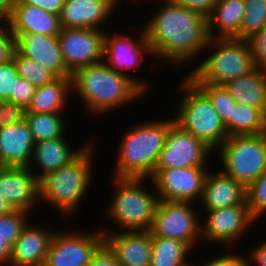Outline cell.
I'll use <instances>...</instances> for the list:
<instances>
[{
    "mask_svg": "<svg viewBox=\"0 0 266 266\" xmlns=\"http://www.w3.org/2000/svg\"><path fill=\"white\" fill-rule=\"evenodd\" d=\"M14 36L16 50L21 55L42 64L57 78L72 77L64 62L57 36L35 33Z\"/></svg>",
    "mask_w": 266,
    "mask_h": 266,
    "instance_id": "ac0fdd59",
    "label": "cell"
},
{
    "mask_svg": "<svg viewBox=\"0 0 266 266\" xmlns=\"http://www.w3.org/2000/svg\"><path fill=\"white\" fill-rule=\"evenodd\" d=\"M138 40L125 36L119 32L110 35L105 31L103 62L115 72L129 75L126 71L136 70L144 61L145 54L154 57V53L147 41L144 27ZM120 35V36H119ZM106 61V62H105Z\"/></svg>",
    "mask_w": 266,
    "mask_h": 266,
    "instance_id": "9a60e30c",
    "label": "cell"
},
{
    "mask_svg": "<svg viewBox=\"0 0 266 266\" xmlns=\"http://www.w3.org/2000/svg\"><path fill=\"white\" fill-rule=\"evenodd\" d=\"M36 226V227H35ZM26 224L11 248L10 266H37L45 264L56 230L38 224Z\"/></svg>",
    "mask_w": 266,
    "mask_h": 266,
    "instance_id": "ffe728a7",
    "label": "cell"
},
{
    "mask_svg": "<svg viewBox=\"0 0 266 266\" xmlns=\"http://www.w3.org/2000/svg\"><path fill=\"white\" fill-rule=\"evenodd\" d=\"M100 230L104 233V244L114 254L120 266H150L152 241L149 231L119 230L120 233H114L110 228Z\"/></svg>",
    "mask_w": 266,
    "mask_h": 266,
    "instance_id": "e0dca14e",
    "label": "cell"
},
{
    "mask_svg": "<svg viewBox=\"0 0 266 266\" xmlns=\"http://www.w3.org/2000/svg\"><path fill=\"white\" fill-rule=\"evenodd\" d=\"M104 244V233L56 231L45 264L47 266H88L93 255Z\"/></svg>",
    "mask_w": 266,
    "mask_h": 266,
    "instance_id": "8fae6325",
    "label": "cell"
},
{
    "mask_svg": "<svg viewBox=\"0 0 266 266\" xmlns=\"http://www.w3.org/2000/svg\"><path fill=\"white\" fill-rule=\"evenodd\" d=\"M160 2H163L162 8L144 25L154 57L166 59L173 65L192 62L209 41L207 17L173 0Z\"/></svg>",
    "mask_w": 266,
    "mask_h": 266,
    "instance_id": "6da1fadb",
    "label": "cell"
},
{
    "mask_svg": "<svg viewBox=\"0 0 266 266\" xmlns=\"http://www.w3.org/2000/svg\"><path fill=\"white\" fill-rule=\"evenodd\" d=\"M205 212H207V216L204 219L206 220L204 221L205 225H201V236L203 240L213 244L221 243V245L230 246L231 242L233 244L237 243L235 241L241 239L246 233L245 231L248 228L250 229L251 224L256 221L247 204H238Z\"/></svg>",
    "mask_w": 266,
    "mask_h": 266,
    "instance_id": "5bb4252c",
    "label": "cell"
},
{
    "mask_svg": "<svg viewBox=\"0 0 266 266\" xmlns=\"http://www.w3.org/2000/svg\"><path fill=\"white\" fill-rule=\"evenodd\" d=\"M17 73L20 78L26 79L35 88L50 83L57 77L42 64L21 55L17 50L13 56Z\"/></svg>",
    "mask_w": 266,
    "mask_h": 266,
    "instance_id": "d6a6232c",
    "label": "cell"
},
{
    "mask_svg": "<svg viewBox=\"0 0 266 266\" xmlns=\"http://www.w3.org/2000/svg\"><path fill=\"white\" fill-rule=\"evenodd\" d=\"M29 167H0V196L14 210L29 213L40 200L39 180Z\"/></svg>",
    "mask_w": 266,
    "mask_h": 266,
    "instance_id": "2e32d148",
    "label": "cell"
},
{
    "mask_svg": "<svg viewBox=\"0 0 266 266\" xmlns=\"http://www.w3.org/2000/svg\"><path fill=\"white\" fill-rule=\"evenodd\" d=\"M255 67L266 69V25L246 40Z\"/></svg>",
    "mask_w": 266,
    "mask_h": 266,
    "instance_id": "d590c367",
    "label": "cell"
},
{
    "mask_svg": "<svg viewBox=\"0 0 266 266\" xmlns=\"http://www.w3.org/2000/svg\"><path fill=\"white\" fill-rule=\"evenodd\" d=\"M93 144H85L81 152L68 164L47 174L39 181L40 199L57 208L61 214L70 216L92 181ZM93 147V148H92ZM77 206V207H76Z\"/></svg>",
    "mask_w": 266,
    "mask_h": 266,
    "instance_id": "277c9868",
    "label": "cell"
},
{
    "mask_svg": "<svg viewBox=\"0 0 266 266\" xmlns=\"http://www.w3.org/2000/svg\"><path fill=\"white\" fill-rule=\"evenodd\" d=\"M191 204L159 199L150 234L183 241L192 249L201 237V222Z\"/></svg>",
    "mask_w": 266,
    "mask_h": 266,
    "instance_id": "9c48e42d",
    "label": "cell"
},
{
    "mask_svg": "<svg viewBox=\"0 0 266 266\" xmlns=\"http://www.w3.org/2000/svg\"><path fill=\"white\" fill-rule=\"evenodd\" d=\"M236 103L266 112V69L255 67L248 74L223 85Z\"/></svg>",
    "mask_w": 266,
    "mask_h": 266,
    "instance_id": "d4e9b609",
    "label": "cell"
},
{
    "mask_svg": "<svg viewBox=\"0 0 266 266\" xmlns=\"http://www.w3.org/2000/svg\"><path fill=\"white\" fill-rule=\"evenodd\" d=\"M8 23L13 35L35 33L58 36L62 30L59 16L23 3H16Z\"/></svg>",
    "mask_w": 266,
    "mask_h": 266,
    "instance_id": "603a6c76",
    "label": "cell"
},
{
    "mask_svg": "<svg viewBox=\"0 0 266 266\" xmlns=\"http://www.w3.org/2000/svg\"><path fill=\"white\" fill-rule=\"evenodd\" d=\"M35 90L36 88L26 79L18 77L15 80L14 93L10 94V98L7 101L20 105L24 109H27L35 93Z\"/></svg>",
    "mask_w": 266,
    "mask_h": 266,
    "instance_id": "f35d334b",
    "label": "cell"
},
{
    "mask_svg": "<svg viewBox=\"0 0 266 266\" xmlns=\"http://www.w3.org/2000/svg\"><path fill=\"white\" fill-rule=\"evenodd\" d=\"M16 51V37L11 33L8 21H0V64L10 62Z\"/></svg>",
    "mask_w": 266,
    "mask_h": 266,
    "instance_id": "74e56055",
    "label": "cell"
},
{
    "mask_svg": "<svg viewBox=\"0 0 266 266\" xmlns=\"http://www.w3.org/2000/svg\"><path fill=\"white\" fill-rule=\"evenodd\" d=\"M66 137L56 138L53 140H43L37 142L33 146V155L29 168L31 165H37L40 173L34 174V176L40 181L47 174L58 170L62 166L68 164L74 159L81 150L85 147H79L74 151L71 146L66 142ZM33 163V164H32ZM42 171V172H41Z\"/></svg>",
    "mask_w": 266,
    "mask_h": 266,
    "instance_id": "cb8c5ba5",
    "label": "cell"
},
{
    "mask_svg": "<svg viewBox=\"0 0 266 266\" xmlns=\"http://www.w3.org/2000/svg\"><path fill=\"white\" fill-rule=\"evenodd\" d=\"M11 257V247L0 236V266H8ZM8 264V265H7Z\"/></svg>",
    "mask_w": 266,
    "mask_h": 266,
    "instance_id": "7dc6e473",
    "label": "cell"
},
{
    "mask_svg": "<svg viewBox=\"0 0 266 266\" xmlns=\"http://www.w3.org/2000/svg\"><path fill=\"white\" fill-rule=\"evenodd\" d=\"M226 254L214 257V259L208 260L206 264L204 262L203 266H245L244 256L232 253L230 255Z\"/></svg>",
    "mask_w": 266,
    "mask_h": 266,
    "instance_id": "ee69618b",
    "label": "cell"
},
{
    "mask_svg": "<svg viewBox=\"0 0 266 266\" xmlns=\"http://www.w3.org/2000/svg\"><path fill=\"white\" fill-rule=\"evenodd\" d=\"M208 172L200 204L205 211L247 204L246 187L224 172Z\"/></svg>",
    "mask_w": 266,
    "mask_h": 266,
    "instance_id": "7402d4cb",
    "label": "cell"
},
{
    "mask_svg": "<svg viewBox=\"0 0 266 266\" xmlns=\"http://www.w3.org/2000/svg\"><path fill=\"white\" fill-rule=\"evenodd\" d=\"M117 3H120L119 1H122V0H115ZM136 0H134V2H135ZM137 1H139V2H141L140 0H137Z\"/></svg>",
    "mask_w": 266,
    "mask_h": 266,
    "instance_id": "f907efd6",
    "label": "cell"
},
{
    "mask_svg": "<svg viewBox=\"0 0 266 266\" xmlns=\"http://www.w3.org/2000/svg\"><path fill=\"white\" fill-rule=\"evenodd\" d=\"M211 101L213 108L220 116L225 125L228 136H230V117L236 104L235 99L229 94L223 85L207 83H194Z\"/></svg>",
    "mask_w": 266,
    "mask_h": 266,
    "instance_id": "4dcf8cb0",
    "label": "cell"
},
{
    "mask_svg": "<svg viewBox=\"0 0 266 266\" xmlns=\"http://www.w3.org/2000/svg\"><path fill=\"white\" fill-rule=\"evenodd\" d=\"M105 31L62 28L57 38L68 71L103 62Z\"/></svg>",
    "mask_w": 266,
    "mask_h": 266,
    "instance_id": "4fadbf2b",
    "label": "cell"
},
{
    "mask_svg": "<svg viewBox=\"0 0 266 266\" xmlns=\"http://www.w3.org/2000/svg\"><path fill=\"white\" fill-rule=\"evenodd\" d=\"M244 12V0H218L207 17L209 38L239 39V29Z\"/></svg>",
    "mask_w": 266,
    "mask_h": 266,
    "instance_id": "484cf974",
    "label": "cell"
},
{
    "mask_svg": "<svg viewBox=\"0 0 266 266\" xmlns=\"http://www.w3.org/2000/svg\"><path fill=\"white\" fill-rule=\"evenodd\" d=\"M179 88L183 93L175 123L215 151L227 138L225 125L209 98L186 76ZM217 146V147H216Z\"/></svg>",
    "mask_w": 266,
    "mask_h": 266,
    "instance_id": "8992f818",
    "label": "cell"
},
{
    "mask_svg": "<svg viewBox=\"0 0 266 266\" xmlns=\"http://www.w3.org/2000/svg\"><path fill=\"white\" fill-rule=\"evenodd\" d=\"M244 8L239 40H247L266 25V0H244Z\"/></svg>",
    "mask_w": 266,
    "mask_h": 266,
    "instance_id": "1f68e13d",
    "label": "cell"
},
{
    "mask_svg": "<svg viewBox=\"0 0 266 266\" xmlns=\"http://www.w3.org/2000/svg\"><path fill=\"white\" fill-rule=\"evenodd\" d=\"M246 202L256 220L266 213V170L246 188Z\"/></svg>",
    "mask_w": 266,
    "mask_h": 266,
    "instance_id": "e575fe53",
    "label": "cell"
},
{
    "mask_svg": "<svg viewBox=\"0 0 266 266\" xmlns=\"http://www.w3.org/2000/svg\"><path fill=\"white\" fill-rule=\"evenodd\" d=\"M71 78L73 92L92 116L136 102L149 88L147 80L115 72L104 62L79 68Z\"/></svg>",
    "mask_w": 266,
    "mask_h": 266,
    "instance_id": "7a4b0ae2",
    "label": "cell"
},
{
    "mask_svg": "<svg viewBox=\"0 0 266 266\" xmlns=\"http://www.w3.org/2000/svg\"><path fill=\"white\" fill-rule=\"evenodd\" d=\"M34 144L25 120L0 127V167H29Z\"/></svg>",
    "mask_w": 266,
    "mask_h": 266,
    "instance_id": "44dd1931",
    "label": "cell"
},
{
    "mask_svg": "<svg viewBox=\"0 0 266 266\" xmlns=\"http://www.w3.org/2000/svg\"><path fill=\"white\" fill-rule=\"evenodd\" d=\"M60 115L61 113L25 112V122L29 126L35 143L64 137L66 121Z\"/></svg>",
    "mask_w": 266,
    "mask_h": 266,
    "instance_id": "f1b7e54d",
    "label": "cell"
},
{
    "mask_svg": "<svg viewBox=\"0 0 266 266\" xmlns=\"http://www.w3.org/2000/svg\"><path fill=\"white\" fill-rule=\"evenodd\" d=\"M65 0H18L17 3L28 4L44 9L48 13L59 16Z\"/></svg>",
    "mask_w": 266,
    "mask_h": 266,
    "instance_id": "7bdbcfd3",
    "label": "cell"
},
{
    "mask_svg": "<svg viewBox=\"0 0 266 266\" xmlns=\"http://www.w3.org/2000/svg\"><path fill=\"white\" fill-rule=\"evenodd\" d=\"M25 112L22 106L10 101H0V127L20 123L25 120Z\"/></svg>",
    "mask_w": 266,
    "mask_h": 266,
    "instance_id": "ab89813d",
    "label": "cell"
},
{
    "mask_svg": "<svg viewBox=\"0 0 266 266\" xmlns=\"http://www.w3.org/2000/svg\"><path fill=\"white\" fill-rule=\"evenodd\" d=\"M212 150L203 140L194 137L174 122L155 169L206 167Z\"/></svg>",
    "mask_w": 266,
    "mask_h": 266,
    "instance_id": "30bf717a",
    "label": "cell"
},
{
    "mask_svg": "<svg viewBox=\"0 0 266 266\" xmlns=\"http://www.w3.org/2000/svg\"><path fill=\"white\" fill-rule=\"evenodd\" d=\"M70 92H73L72 78H56L52 82L36 88L26 112L61 113L68 106Z\"/></svg>",
    "mask_w": 266,
    "mask_h": 266,
    "instance_id": "4316f807",
    "label": "cell"
},
{
    "mask_svg": "<svg viewBox=\"0 0 266 266\" xmlns=\"http://www.w3.org/2000/svg\"><path fill=\"white\" fill-rule=\"evenodd\" d=\"M19 77L13 60L0 64V101H6L14 93L15 80Z\"/></svg>",
    "mask_w": 266,
    "mask_h": 266,
    "instance_id": "8d00e7d4",
    "label": "cell"
},
{
    "mask_svg": "<svg viewBox=\"0 0 266 266\" xmlns=\"http://www.w3.org/2000/svg\"><path fill=\"white\" fill-rule=\"evenodd\" d=\"M265 113L242 103H236L230 117V136L264 133Z\"/></svg>",
    "mask_w": 266,
    "mask_h": 266,
    "instance_id": "f546056e",
    "label": "cell"
},
{
    "mask_svg": "<svg viewBox=\"0 0 266 266\" xmlns=\"http://www.w3.org/2000/svg\"><path fill=\"white\" fill-rule=\"evenodd\" d=\"M14 211V209L11 207V205L0 196V216L7 215Z\"/></svg>",
    "mask_w": 266,
    "mask_h": 266,
    "instance_id": "c3c4849f",
    "label": "cell"
},
{
    "mask_svg": "<svg viewBox=\"0 0 266 266\" xmlns=\"http://www.w3.org/2000/svg\"><path fill=\"white\" fill-rule=\"evenodd\" d=\"M244 257L245 266H266V240Z\"/></svg>",
    "mask_w": 266,
    "mask_h": 266,
    "instance_id": "f6af8a7d",
    "label": "cell"
},
{
    "mask_svg": "<svg viewBox=\"0 0 266 266\" xmlns=\"http://www.w3.org/2000/svg\"><path fill=\"white\" fill-rule=\"evenodd\" d=\"M174 118L145 121L129 128L121 138L114 177L148 179L149 181L165 146Z\"/></svg>",
    "mask_w": 266,
    "mask_h": 266,
    "instance_id": "3957f363",
    "label": "cell"
},
{
    "mask_svg": "<svg viewBox=\"0 0 266 266\" xmlns=\"http://www.w3.org/2000/svg\"><path fill=\"white\" fill-rule=\"evenodd\" d=\"M115 0H65L59 15L62 28L99 29L117 9Z\"/></svg>",
    "mask_w": 266,
    "mask_h": 266,
    "instance_id": "d6986e66",
    "label": "cell"
},
{
    "mask_svg": "<svg viewBox=\"0 0 266 266\" xmlns=\"http://www.w3.org/2000/svg\"><path fill=\"white\" fill-rule=\"evenodd\" d=\"M208 172L207 167L155 169L150 179L159 199L194 203L201 199Z\"/></svg>",
    "mask_w": 266,
    "mask_h": 266,
    "instance_id": "7c38bea8",
    "label": "cell"
},
{
    "mask_svg": "<svg viewBox=\"0 0 266 266\" xmlns=\"http://www.w3.org/2000/svg\"><path fill=\"white\" fill-rule=\"evenodd\" d=\"M152 255L150 266H187L191 248L176 239L151 235ZM187 258V259H186Z\"/></svg>",
    "mask_w": 266,
    "mask_h": 266,
    "instance_id": "83f0119b",
    "label": "cell"
},
{
    "mask_svg": "<svg viewBox=\"0 0 266 266\" xmlns=\"http://www.w3.org/2000/svg\"><path fill=\"white\" fill-rule=\"evenodd\" d=\"M88 266H120L114 254L103 244L93 255Z\"/></svg>",
    "mask_w": 266,
    "mask_h": 266,
    "instance_id": "b9f144b4",
    "label": "cell"
},
{
    "mask_svg": "<svg viewBox=\"0 0 266 266\" xmlns=\"http://www.w3.org/2000/svg\"><path fill=\"white\" fill-rule=\"evenodd\" d=\"M207 49H212L211 55L187 74L193 83L224 85L255 68L246 40L209 38L204 51Z\"/></svg>",
    "mask_w": 266,
    "mask_h": 266,
    "instance_id": "5b68a950",
    "label": "cell"
},
{
    "mask_svg": "<svg viewBox=\"0 0 266 266\" xmlns=\"http://www.w3.org/2000/svg\"><path fill=\"white\" fill-rule=\"evenodd\" d=\"M176 4L208 17L218 0H173Z\"/></svg>",
    "mask_w": 266,
    "mask_h": 266,
    "instance_id": "60d3db41",
    "label": "cell"
},
{
    "mask_svg": "<svg viewBox=\"0 0 266 266\" xmlns=\"http://www.w3.org/2000/svg\"><path fill=\"white\" fill-rule=\"evenodd\" d=\"M113 179L116 190L106 208L109 219L112 218L110 220H113L119 229H123V232L149 231L159 201L158 195L141 186L144 179Z\"/></svg>",
    "mask_w": 266,
    "mask_h": 266,
    "instance_id": "52a82bcc",
    "label": "cell"
},
{
    "mask_svg": "<svg viewBox=\"0 0 266 266\" xmlns=\"http://www.w3.org/2000/svg\"><path fill=\"white\" fill-rule=\"evenodd\" d=\"M223 171L246 188L266 170V134L235 135L217 148Z\"/></svg>",
    "mask_w": 266,
    "mask_h": 266,
    "instance_id": "ba28073f",
    "label": "cell"
},
{
    "mask_svg": "<svg viewBox=\"0 0 266 266\" xmlns=\"http://www.w3.org/2000/svg\"><path fill=\"white\" fill-rule=\"evenodd\" d=\"M264 133L266 134V112H265V127H264Z\"/></svg>",
    "mask_w": 266,
    "mask_h": 266,
    "instance_id": "681fc988",
    "label": "cell"
},
{
    "mask_svg": "<svg viewBox=\"0 0 266 266\" xmlns=\"http://www.w3.org/2000/svg\"><path fill=\"white\" fill-rule=\"evenodd\" d=\"M18 0H0V21H8Z\"/></svg>",
    "mask_w": 266,
    "mask_h": 266,
    "instance_id": "bcb514c9",
    "label": "cell"
},
{
    "mask_svg": "<svg viewBox=\"0 0 266 266\" xmlns=\"http://www.w3.org/2000/svg\"><path fill=\"white\" fill-rule=\"evenodd\" d=\"M28 212L14 210L11 213L0 216V236L11 248L19 238L23 227L29 222Z\"/></svg>",
    "mask_w": 266,
    "mask_h": 266,
    "instance_id": "836d02e7",
    "label": "cell"
},
{
    "mask_svg": "<svg viewBox=\"0 0 266 266\" xmlns=\"http://www.w3.org/2000/svg\"><path fill=\"white\" fill-rule=\"evenodd\" d=\"M37 266H47L46 264H40V265H37Z\"/></svg>",
    "mask_w": 266,
    "mask_h": 266,
    "instance_id": "816d5d0a",
    "label": "cell"
}]
</instances>
